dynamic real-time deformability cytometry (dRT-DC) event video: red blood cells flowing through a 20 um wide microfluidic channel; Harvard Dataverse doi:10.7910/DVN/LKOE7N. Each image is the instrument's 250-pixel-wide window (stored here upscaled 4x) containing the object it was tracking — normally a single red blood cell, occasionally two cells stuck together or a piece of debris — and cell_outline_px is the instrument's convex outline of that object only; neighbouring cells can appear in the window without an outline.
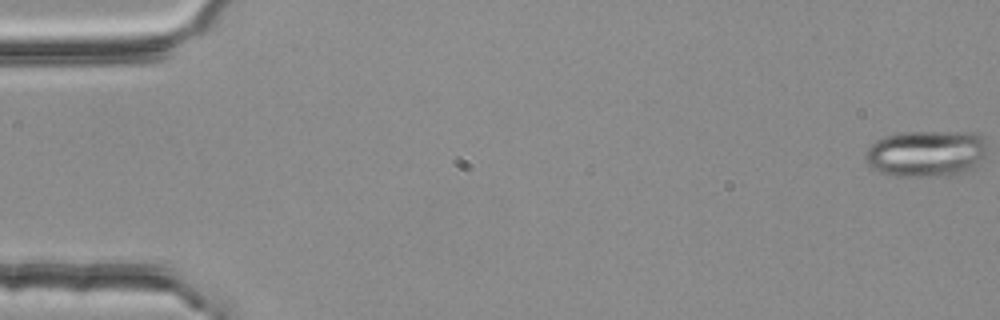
{"species": "common noctule bat (a hibernating species)", "species_latin": "Nyctalus noctula", "temperature_condition": "room temperature", "stored_images_in_passage": 6, "camera_frame_rate_fps": 3000, "um_per_image_px": 0.085, "animal": {"sex": "female", "body_mass_g": 25.1}, "frame": {"image": 1, "passage_image": 1, "time_ms": 0.0, "image_size_px": [1000, 320], "cell_outline_px": [[984, 160], [976, 168], [964, 172], [928, 176], [896, 176], [880, 172], [872, 168], [864, 156], [864, 152], [876, 140], [888, 136], [904, 132], [976, 132], [984, 136]], "centroid_in_image_um": [78.75, 13.04], "position_along_channel_um": 6.2, "area_um2": 32.95}}